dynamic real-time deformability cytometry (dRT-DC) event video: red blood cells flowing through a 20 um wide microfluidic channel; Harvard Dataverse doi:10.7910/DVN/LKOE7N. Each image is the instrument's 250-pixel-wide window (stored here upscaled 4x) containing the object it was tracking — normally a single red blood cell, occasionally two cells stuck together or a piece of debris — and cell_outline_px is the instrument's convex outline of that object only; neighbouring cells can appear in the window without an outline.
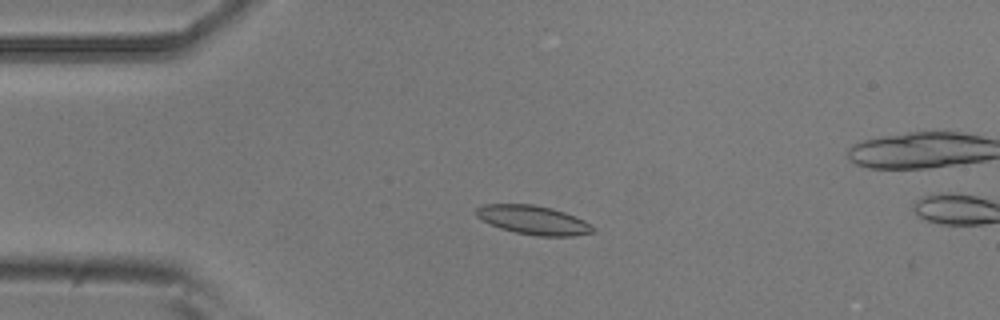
{"species": "common noctule bat (a hibernating species)", "species_latin": "Nyctalus noctula", "temperature_condition": "room temperature", "stored_images_in_passage": 14, "camera_frame_rate_fps": 3000, "um_per_image_px": 0.085, "animal": {"sex": "male", "body_mass_g": 20.5, "forearm_length_mm": 52.5}, "frame": {"image": 1, "passage_image": 12, "time_ms": 3.667, "image_size_px": [1000, 320], "cell_outline_px": [[596, 232], [572, 236], [536, 236], [516, 232], [500, 228], [476, 216], [476, 208], [484, 204], [532, 204], [552, 208], [564, 212], [584, 220], [592, 224], [596, 228]], "centroid_in_image_um": [45.39, 18.7], "position_along_channel_um": 39.6, "area_um2": 19.65}}